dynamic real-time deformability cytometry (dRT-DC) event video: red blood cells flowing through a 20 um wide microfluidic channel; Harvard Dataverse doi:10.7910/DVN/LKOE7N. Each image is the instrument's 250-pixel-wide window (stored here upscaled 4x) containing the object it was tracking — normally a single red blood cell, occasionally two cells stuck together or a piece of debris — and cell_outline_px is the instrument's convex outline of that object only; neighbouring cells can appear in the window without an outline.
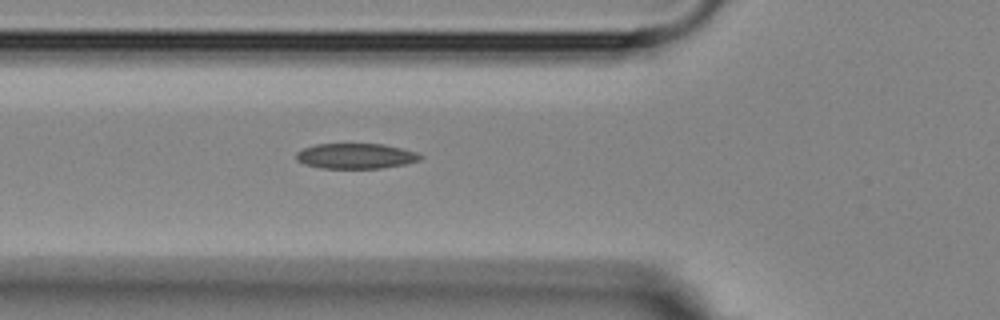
{"species": "Egyptian fruit bat (a non-hibernating species)", "species_latin": "Rousettus aegyptiacus", "temperature_condition": "room temperature", "stored_images_in_passage": 4, "segment_of_instrument_passage": [1, 2], "camera_frame_rate_fps": 3000, "um_per_image_px": 0.085, "animal": {"sex": "female"}, "frame": {"image": 1, "passage_image": 3, "time_ms": 2.333, "image_size_px": [1000, 320], "cell_outline_px": [[424, 156], [420, 160], [404, 164], [380, 168], [320, 168], [304, 164], [296, 160], [296, 152], [304, 148], [316, 144], [384, 144], [416, 152]], "centroid_in_image_um": [30.22, 13.26], "position_along_channel_um": 95.6, "area_um2": 18.26}}